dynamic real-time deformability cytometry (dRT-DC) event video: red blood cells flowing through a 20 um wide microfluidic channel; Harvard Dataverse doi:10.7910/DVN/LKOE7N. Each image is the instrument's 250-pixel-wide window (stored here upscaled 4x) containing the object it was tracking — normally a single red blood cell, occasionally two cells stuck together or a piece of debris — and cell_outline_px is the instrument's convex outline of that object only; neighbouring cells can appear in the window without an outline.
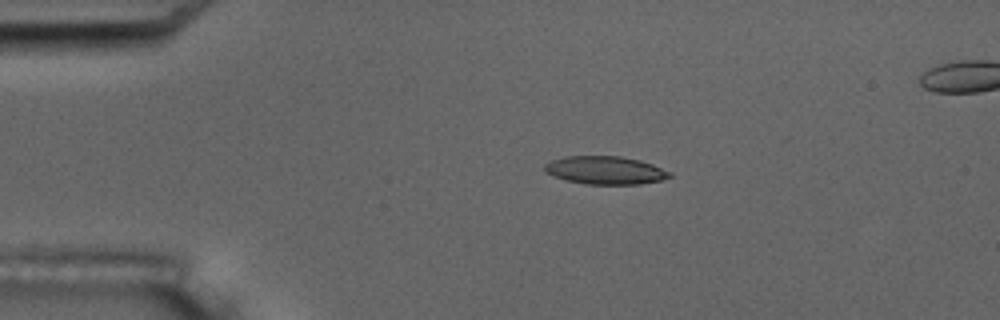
{"species": "common noctule bat (a hibernating species)", "species_latin": "Nyctalus noctula", "temperature_condition": "room temperature", "stored_images_in_passage": 5, "camera_frame_rate_fps": 3000, "um_per_image_px": 0.085, "animal": {"sex": "male", "body_mass_g": 17.5, "forearm_length_mm": 52.3}, "frame": {"image": 1, "passage_image": 1, "time_ms": 0.0, "image_size_px": [1000, 320], "cell_outline_px": [[672, 176], [660, 180], [640, 184], [584, 184], [564, 180], [548, 172], [544, 168], [544, 164], [552, 160], [564, 156], [620, 156], [640, 160], [652, 164], [672, 172]], "centroid_in_image_um": [51.47, 14.47], "position_along_channel_um": 33.5, "area_um2": 20.4}}